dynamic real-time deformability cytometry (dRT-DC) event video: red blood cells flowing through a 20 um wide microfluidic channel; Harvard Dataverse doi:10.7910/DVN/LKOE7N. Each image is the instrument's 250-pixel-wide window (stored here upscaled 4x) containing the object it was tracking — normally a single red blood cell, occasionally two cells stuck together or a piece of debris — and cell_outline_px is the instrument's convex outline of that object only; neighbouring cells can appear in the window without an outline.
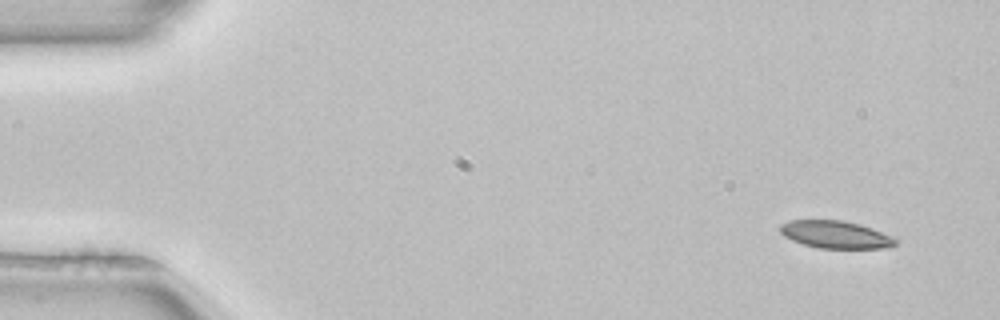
{"species": "common noctule bat (a hibernating species)", "species_latin": "Nyctalus noctula", "temperature_condition": "room temperature", "stored_images_in_passage": 4, "camera_frame_rate_fps": 3000, "um_per_image_px": 0.085, "animal": {"sex": "female", "body_mass_g": 22.7, "forearm_length_mm": 54.2}, "frame": {"image": 1, "passage_image": 1, "time_ms": 0.0, "image_size_px": [1000, 320], "cell_outline_px": [[896, 244], [888, 248], [820, 248], [804, 244], [792, 240], [784, 236], [780, 232], [780, 224], [788, 220], [840, 220], [860, 224], [872, 228], [896, 240]], "centroid_in_image_um": [70.97, 19.93], "position_along_channel_um": 14.0, "area_um2": 18.26}}
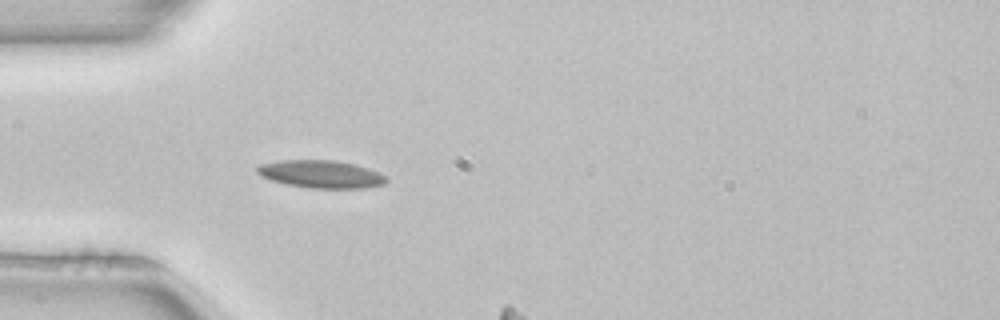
{"frame": {"image": 2, "passage_image": 4, "time_ms": 1.0, "image_size_px": [1000, 320], "cell_outline_px": [[388, 180], [384, 184], [364, 188], [308, 188], [288, 184], [272, 180], [260, 176], [256, 172], [256, 168], [260, 164], [280, 160], [336, 160], [356, 164], [380, 172], [388, 176]], "centroid_in_image_um": [27.32, 14.79], "position_along_channel_um": 57.7, "area_um2": 21.04}}